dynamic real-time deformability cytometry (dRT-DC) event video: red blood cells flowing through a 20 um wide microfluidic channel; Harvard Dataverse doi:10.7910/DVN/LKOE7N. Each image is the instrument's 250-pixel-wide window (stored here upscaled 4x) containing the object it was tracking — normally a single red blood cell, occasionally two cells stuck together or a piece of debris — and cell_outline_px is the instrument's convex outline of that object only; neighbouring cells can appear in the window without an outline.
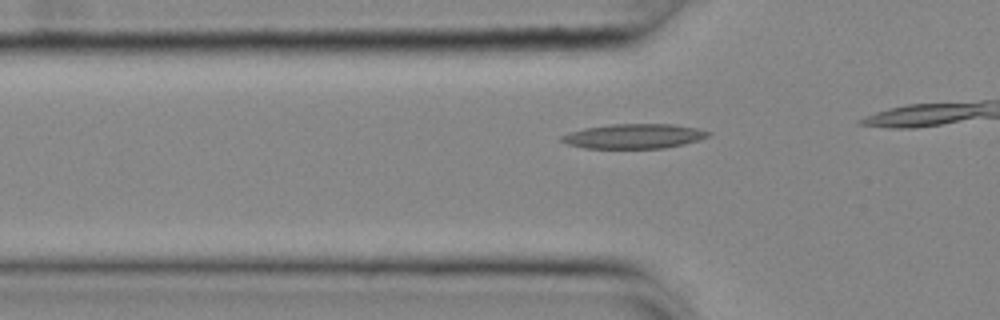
{"species": "common noctule bat (a hibernating species)", "species_latin": "Nyctalus noctula", "temperature_condition": "cold", "stored_images_in_passage": 17, "camera_frame_rate_fps": 3000, "um_per_image_px": 0.085, "animal": {"sex": "female", "body_mass_g": 25.1}, "frame": {"image": 1, "passage_image": 12, "time_ms": 3.667, "image_size_px": [1000, 320], "cell_outline_px": [[712, 132], [708, 136], [700, 140], [684, 144], [664, 148], [584, 148], [568, 144], [560, 140], [560, 136], [584, 128], [612, 124], [672, 124], [696, 128]], "centroid_in_image_um": [53.91, 11.58], "position_along_channel_um": 71.9, "area_um2": 20.98}}